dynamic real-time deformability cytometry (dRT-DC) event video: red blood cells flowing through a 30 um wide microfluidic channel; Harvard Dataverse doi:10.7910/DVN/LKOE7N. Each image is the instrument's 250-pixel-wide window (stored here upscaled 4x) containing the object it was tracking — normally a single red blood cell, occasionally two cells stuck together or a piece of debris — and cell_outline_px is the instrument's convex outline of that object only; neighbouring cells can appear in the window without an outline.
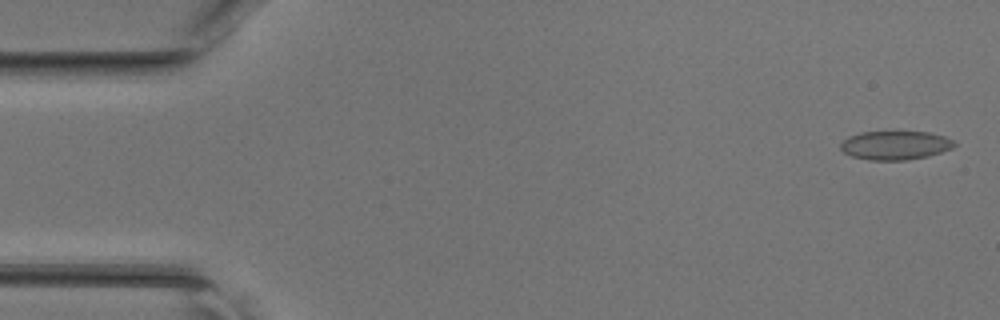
{"species": "common noctule bat (a hibernating species)", "species_latin": "Nyctalus noctula", "temperature_condition": "room temperature", "stored_images_in_passage": 41, "camera_frame_rate_fps": 3000, "um_per_image_px": 0.085, "animal": {"sex": "female", "body_mass_g": 17.0, "forearm_length_mm": 48.0}, "frame": {"image": 1, "passage_image": 2, "time_ms": 0.333, "image_size_px": [1000, 320], "cell_outline_px": [[956, 144], [952, 148], [928, 156], [908, 160], [868, 160], [852, 156], [844, 152], [840, 148], [840, 144], [848, 136], [860, 132], [928, 132], [944, 136], [952, 140]], "centroid_in_image_um": [76.07, 12.35], "position_along_channel_um": 8.9, "area_um2": 19.02}}
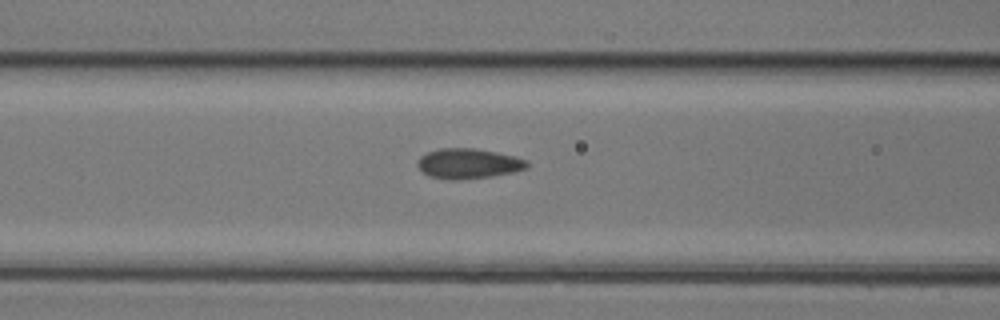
{"frame": {"image": 2, "passage_image": 19, "time_ms": 6.0, "image_size_px": [1000, 320], "cell_outline_px": [[528, 168], [512, 172], [492, 176], [460, 180], [448, 180], [428, 176], [416, 164], [416, 160], [420, 156], [428, 152], [440, 148], [476, 148], [516, 156], [528, 160]], "centroid_in_image_um": [39.8, 13.9], "position_along_channel_um": 126.8, "area_um2": 19.42}}
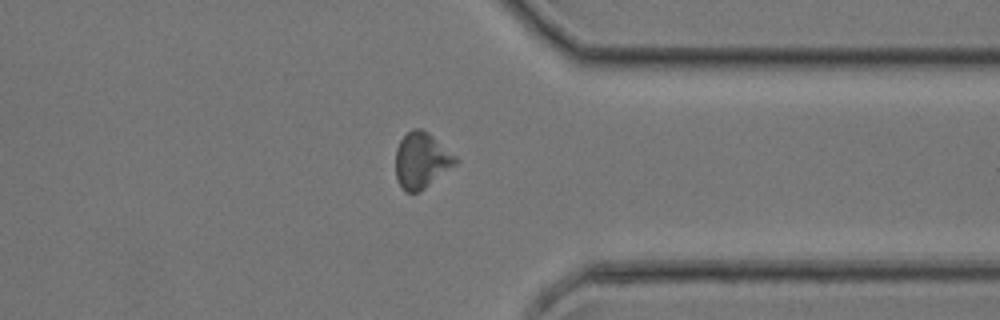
{"frame": {"image": 3, "passage_image": 36, "time_ms": 11.667, "image_size_px": [1000, 320], "cell_outline_px": [[460, 160], [456, 164], [420, 192], [404, 192], [396, 176], [396, 148], [400, 140], [412, 128], [420, 128], [428, 132], [456, 156]], "centroid_in_image_um": [35.83, 13.63], "position_along_channel_um": 375.6, "area_um2": 19.42}}